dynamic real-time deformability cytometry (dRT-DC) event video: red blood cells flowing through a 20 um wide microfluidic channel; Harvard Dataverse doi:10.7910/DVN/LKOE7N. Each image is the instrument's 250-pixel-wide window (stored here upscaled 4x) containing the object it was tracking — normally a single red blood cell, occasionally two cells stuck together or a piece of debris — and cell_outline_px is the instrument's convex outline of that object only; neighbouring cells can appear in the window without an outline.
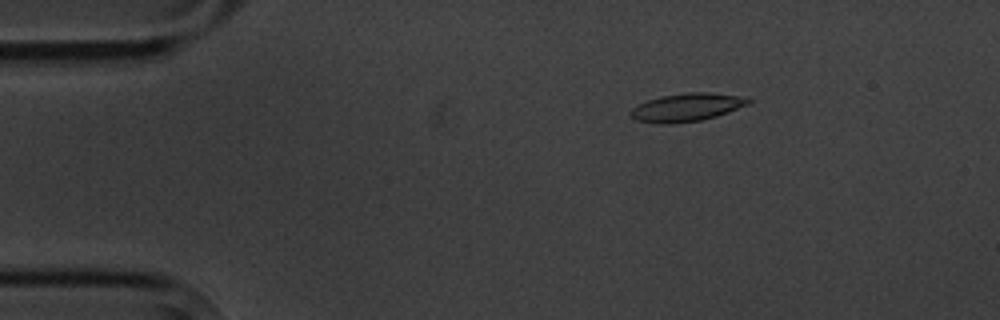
{"species": "common noctule bat (a hibernating species)", "species_latin": "Nyctalus noctula", "temperature_condition": "cold", "stored_images_in_passage": 5, "camera_frame_rate_fps": 3000, "um_per_image_px": 0.085, "animal": {"sex": "male", "body_mass_g": 20.1, "forearm_length_mm": 53.5}, "frame": {"image": 1, "passage_image": 3, "time_ms": 2.333, "image_size_px": [1000, 320], "cell_outline_px": [[752, 100], [748, 104], [728, 112], [716, 116], [700, 120], [668, 124], [664, 124], [636, 120], [632, 116], [632, 108], [648, 100], [660, 96], [688, 92], [708, 92], [736, 96]], "centroid_in_image_um": [58.36, 9.12], "position_along_channel_um": 26.6, "area_um2": 18.79}}